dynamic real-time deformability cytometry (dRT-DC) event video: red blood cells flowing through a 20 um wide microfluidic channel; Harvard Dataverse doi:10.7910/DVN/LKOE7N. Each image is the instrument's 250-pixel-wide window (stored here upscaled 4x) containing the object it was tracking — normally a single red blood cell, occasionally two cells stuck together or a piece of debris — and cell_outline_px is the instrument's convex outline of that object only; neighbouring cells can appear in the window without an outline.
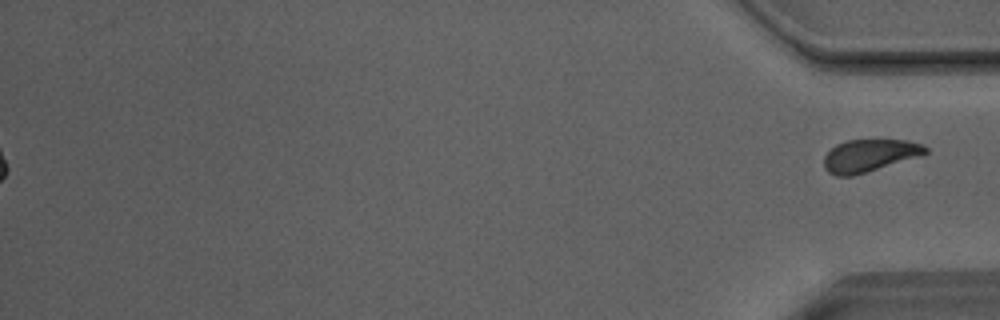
{"species": "Egyptian fruit bat (a non-hibernating species)", "species_latin": "Rousettus aegyptiacus", "temperature_condition": "room temperature", "stored_images_in_passage": 52, "segment_of_instrument_passage": [2, 2], "camera_frame_rate_fps": 3000, "um_per_image_px": 0.085, "animal": {"sex": "male"}, "frame": {"image": 1, "passage_image": 52, "time_ms": 17.0, "image_size_px": [1000, 320], "cell_outline_px": [[928, 152], [920, 156], [852, 176], [836, 176], [828, 172], [824, 168], [824, 156], [836, 144], [848, 140], [908, 140], [924, 144], [928, 148]], "centroid_in_image_um": [73.91, 13.21], "position_along_channel_um": 361.3, "area_um2": 19.13}}